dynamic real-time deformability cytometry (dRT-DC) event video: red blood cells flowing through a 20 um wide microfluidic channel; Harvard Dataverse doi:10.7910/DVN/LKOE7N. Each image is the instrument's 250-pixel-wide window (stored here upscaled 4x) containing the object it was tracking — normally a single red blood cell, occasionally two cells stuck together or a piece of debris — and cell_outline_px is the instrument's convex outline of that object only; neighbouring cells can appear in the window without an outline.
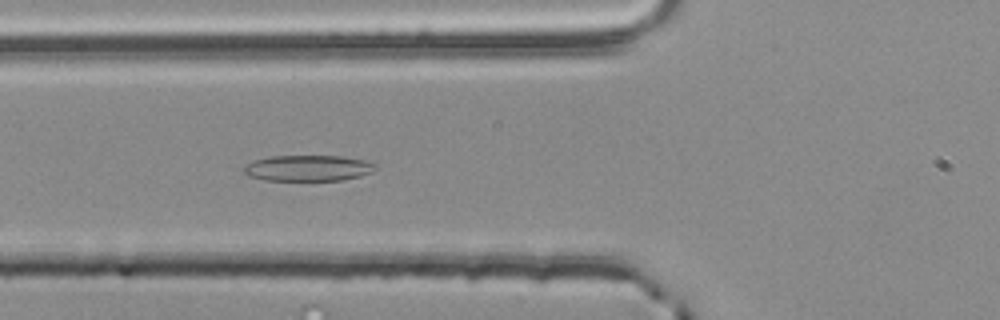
{"species": "common noctule bat (a hibernating species)", "species_latin": "Nyctalus noctula", "temperature_condition": "room temperature", "stored_images_in_passage": 14, "camera_frame_rate_fps": 3000, "um_per_image_px": 0.085, "animal": {"sex": "male", "body_mass_g": 20.4}, "frame": {"image": 1, "passage_image": 8, "time_ms": 2.333, "image_size_px": [1000, 320], "cell_outline_px": [[376, 168], [360, 176], [344, 180], [264, 180], [248, 176], [244, 172], [244, 168], [252, 160], [272, 156], [340, 156], [364, 160], [376, 164]], "centroid_in_image_um": [26.16, 14.29], "position_along_channel_um": 99.6, "area_um2": 19.71}}
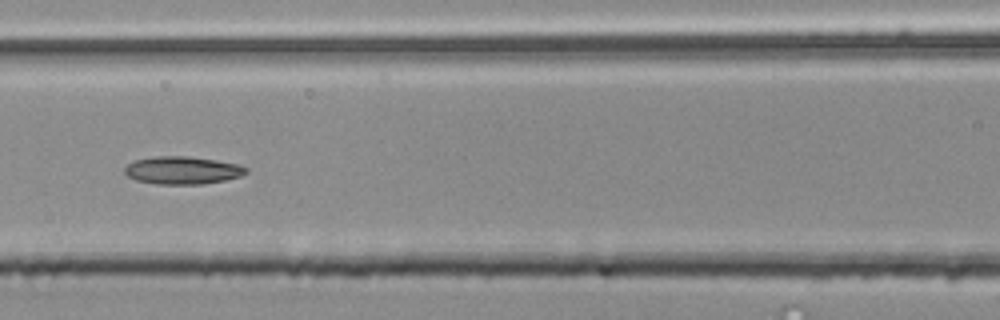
{"frame": {"image": 2, "passage_image": 12, "time_ms": 3.667, "image_size_px": [1000, 320], "cell_outline_px": [[248, 172], [240, 176], [224, 180], [200, 184], [156, 184], [136, 180], [128, 176], [124, 172], [124, 168], [132, 160], [156, 156], [188, 156], [216, 160], [236, 164], [248, 168]], "centroid_in_image_um": [15.47, 14.47], "position_along_channel_um": 151.1, "area_um2": 19.59}}